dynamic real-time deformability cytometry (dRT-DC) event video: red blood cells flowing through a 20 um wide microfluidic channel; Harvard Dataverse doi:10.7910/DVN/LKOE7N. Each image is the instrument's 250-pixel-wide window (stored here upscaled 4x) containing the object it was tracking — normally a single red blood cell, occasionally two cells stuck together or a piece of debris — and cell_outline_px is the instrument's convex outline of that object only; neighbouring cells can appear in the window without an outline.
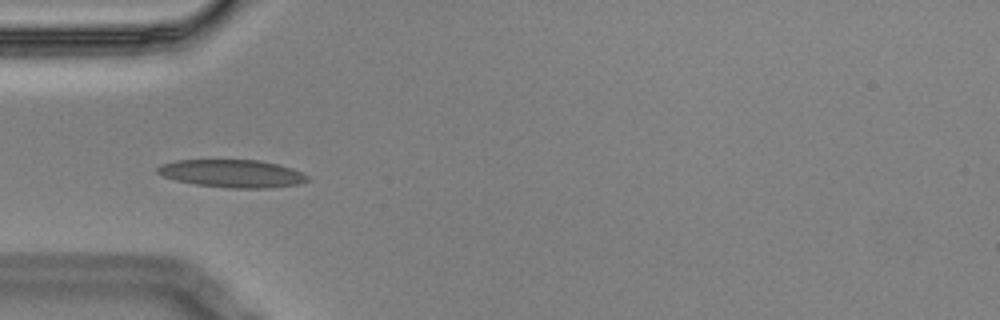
{"species": "Egyptian fruit bat (a non-hibernating species)", "species_latin": "Rousettus aegyptiacus", "temperature_condition": "cold", "stored_images_in_passage": 9, "camera_frame_rate_fps": 3000, "um_per_image_px": 0.085, "animal": {"sex": "male"}, "frame": {"image": 1, "passage_image": 3, "time_ms": 0.667, "image_size_px": [1000, 320], "cell_outline_px": [[308, 180], [300, 184], [268, 188], [232, 188], [196, 184], [176, 180], [164, 176], [156, 172], [156, 168], [160, 164], [176, 160], [260, 160], [292, 168], [308, 176]], "centroid_in_image_um": [19.72, 14.74], "position_along_channel_um": 65.3, "area_um2": 24.16}}
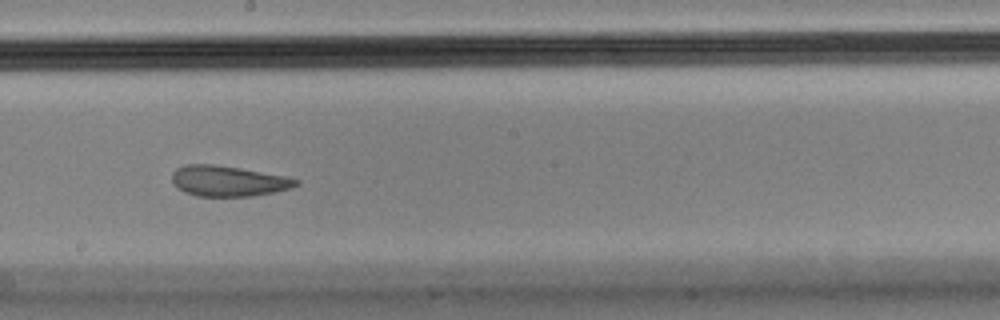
{"frame": {"image": 2, "passage_image": 7, "time_ms": 2.0, "image_size_px": [1000, 320], "cell_outline_px": [[300, 184], [292, 188], [252, 196], [196, 196], [184, 192], [172, 180], [172, 172], [176, 168], [184, 164], [212, 164], [240, 168], [284, 176], [300, 180]], "centroid_in_image_um": [19.4, 15.38], "position_along_channel_um": 228.8, "area_um2": 21.96}}
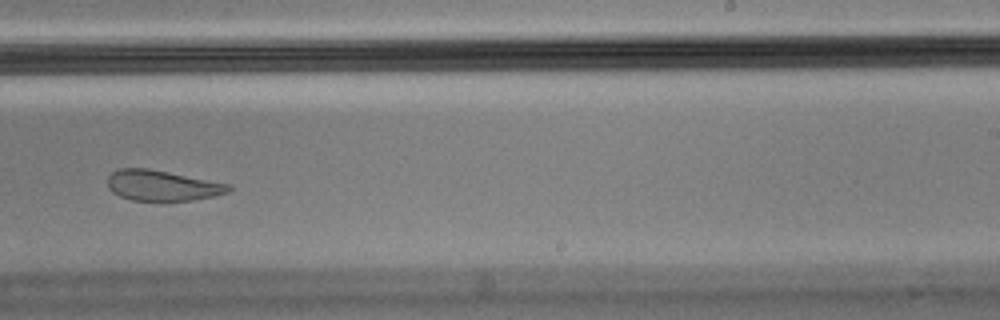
{"frame": {"image": 3, "passage_image": 8, "time_ms": 2.333, "image_size_px": [1000, 320], "cell_outline_px": [[232, 188], [228, 192], [212, 196], [192, 200], [132, 200], [120, 196], [112, 192], [108, 188], [108, 176], [116, 168], [148, 168], [232, 184]], "centroid_in_image_um": [13.78, 15.75], "position_along_channel_um": 275.2, "area_um2": 21.5}}